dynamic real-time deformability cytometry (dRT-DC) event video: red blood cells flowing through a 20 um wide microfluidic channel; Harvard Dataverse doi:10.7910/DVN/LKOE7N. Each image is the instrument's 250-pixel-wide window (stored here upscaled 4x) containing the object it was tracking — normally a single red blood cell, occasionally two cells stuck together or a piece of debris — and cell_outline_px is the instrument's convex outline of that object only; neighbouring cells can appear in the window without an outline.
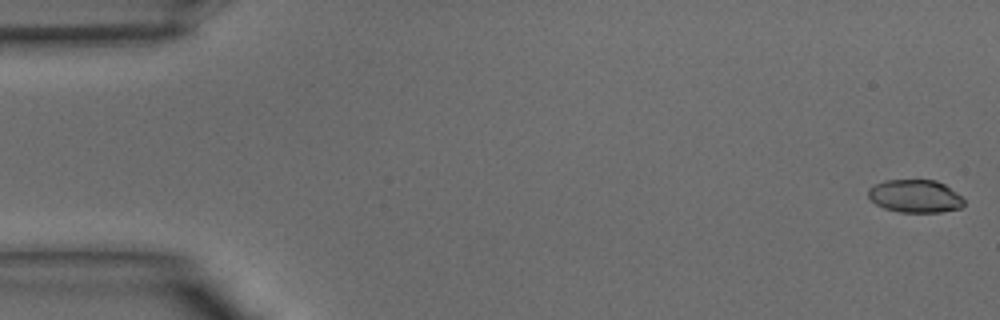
{"species": "common noctule bat (a hibernating species)", "species_latin": "Nyctalus noctula", "temperature_condition": "warm", "stored_images_in_passage": 34, "camera_frame_rate_fps": 3000, "um_per_image_px": 0.085, "animal": {"sex": "male", "body_mass_g": 15.6}, "frame": {"image": 1, "passage_image": 1, "time_ms": 0.0, "image_size_px": [1000, 320], "cell_outline_px": [[964, 204], [960, 208], [940, 212], [900, 212], [884, 208], [876, 204], [868, 196], [868, 188], [884, 180], [936, 180], [944, 184], [956, 192], [964, 200]], "centroid_in_image_um": [77.78, 16.67], "position_along_channel_um": 7.2, "area_um2": 18.26}}
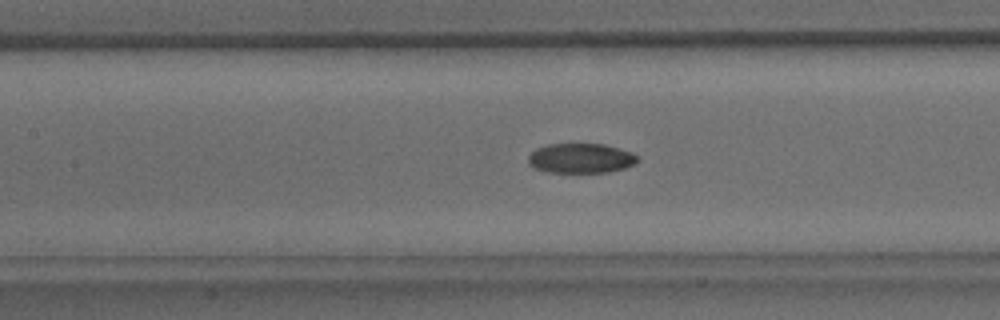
{"frame": {"image": 2, "passage_image": 18, "time_ms": 5.667, "image_size_px": [1000, 320], "cell_outline_px": [[640, 160], [624, 168], [608, 172], [544, 172], [528, 164], [528, 156], [536, 148], [548, 144], [604, 144], [632, 152], [640, 156]], "centroid_in_image_um": [49.37, 13.45], "position_along_channel_um": 158.0, "area_um2": 19.02}}
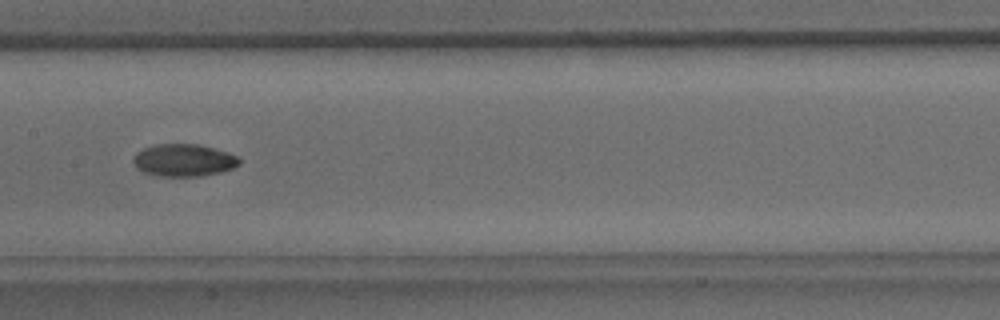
{"frame": {"image": 3, "passage_image": 20, "time_ms": 6.333, "image_size_px": [1000, 320], "cell_outline_px": [[240, 164], [232, 168], [220, 172], [200, 176], [160, 176], [144, 172], [136, 168], [132, 160], [136, 152], [144, 148], [156, 144], [196, 144], [228, 152], [236, 156], [240, 160]], "centroid_in_image_um": [15.59, 13.62], "position_along_channel_um": 191.8, "area_um2": 19.88}}